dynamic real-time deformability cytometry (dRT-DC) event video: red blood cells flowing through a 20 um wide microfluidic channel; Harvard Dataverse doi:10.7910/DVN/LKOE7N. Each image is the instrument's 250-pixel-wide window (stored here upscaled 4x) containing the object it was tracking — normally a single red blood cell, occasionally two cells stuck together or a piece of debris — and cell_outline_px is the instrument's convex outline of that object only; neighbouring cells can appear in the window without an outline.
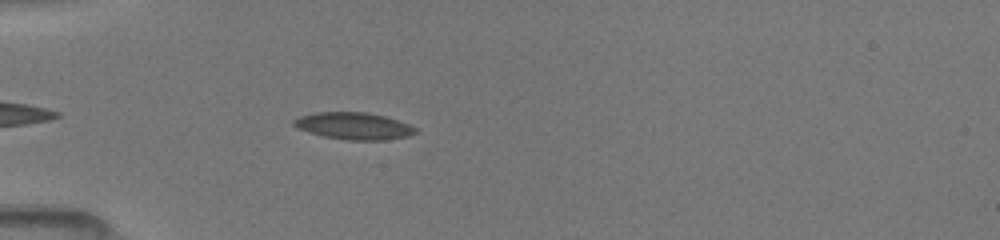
{"species": "common noctule bat (a hibernating species)", "species_latin": "Nyctalus noctula", "temperature_condition": "room temperature", "stored_images_in_passage": 59, "camera_frame_rate_fps": 3000, "um_per_image_px": 0.085, "animal": {"sex": "female", "body_mass_g": 19.5, "forearm_length_mm": 54.1}, "frame": {"image": 1, "passage_image": 5, "time_ms": 1.0, "image_size_px": [1000, 240], "cell_outline_px": [[416, 132], [408, 136], [384, 140], [348, 140], [324, 136], [308, 132], [296, 128], [292, 124], [292, 120], [300, 116], [316, 112], [368, 112], [384, 116], [408, 124], [416, 128]], "centroid_in_image_um": [30.03, 10.7], "position_along_channel_um": 55.0, "area_um2": 19.07}}
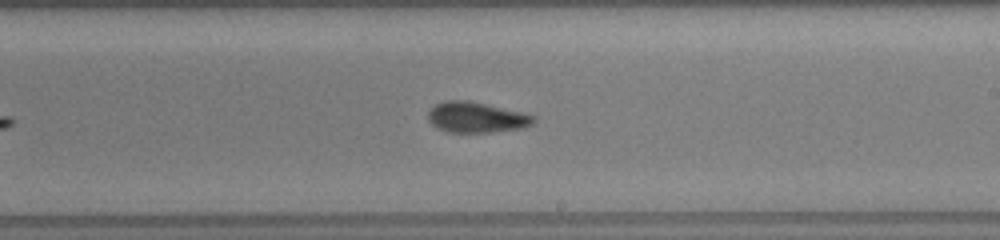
{"frame": {"image": 2, "passage_image": 24, "time_ms": 6.0, "image_size_px": [1000, 240], "cell_outline_px": [[536, 120], [532, 124], [524, 128], [492, 132], [448, 132], [436, 128], [428, 120], [428, 112], [436, 104], [444, 100], [468, 100], [524, 112], [536, 116]], "centroid_in_image_um": [40.52, 9.97], "position_along_channel_um": 248.5, "area_um2": 19.02}}
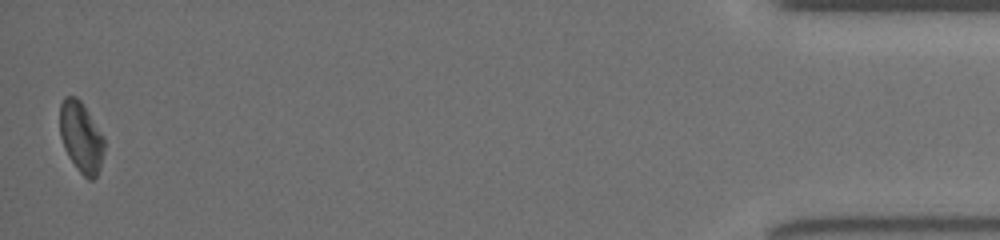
{"frame": {"image": 3, "passage_image": 58, "time_ms": 12.333, "image_size_px": [1000, 240], "cell_outline_px": [[104, 152], [100, 168], [96, 176], [92, 180], [88, 180], [76, 168], [68, 156], [64, 148], [60, 136], [60, 104], [64, 96], [76, 96], [80, 100], [104, 136]], "centroid_in_image_um": [6.89, 11.66], "position_along_channel_um": 428.3, "area_um2": 18.38}}